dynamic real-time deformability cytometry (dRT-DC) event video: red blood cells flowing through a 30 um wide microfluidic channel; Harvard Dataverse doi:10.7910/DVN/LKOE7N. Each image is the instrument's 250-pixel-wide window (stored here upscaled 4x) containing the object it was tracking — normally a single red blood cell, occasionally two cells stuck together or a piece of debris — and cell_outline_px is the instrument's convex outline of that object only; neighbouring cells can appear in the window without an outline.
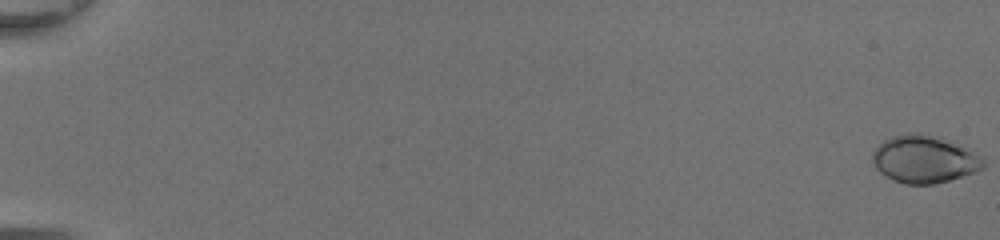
{"species": "common noctule bat (a hibernating species)", "species_latin": "Nyctalus noctula", "temperature_condition": "room temperature", "stored_images_in_passage": 50, "camera_frame_rate_fps": 3000, "um_per_image_px": 0.085, "animal": {"sex": "female", "body_mass_g": 20.0, "forearm_length_mm": 54.0}, "frame": {"image": 1, "passage_image": 1, "time_ms": 0.0, "image_size_px": [1000, 240], "cell_outline_px": [[984, 168], [976, 172], [936, 184], [904, 184], [892, 180], [880, 172], [872, 164], [872, 152], [884, 140], [892, 136], [908, 132], [916, 132], [940, 136], [972, 152], [984, 160]], "centroid_in_image_um": [78.52, 13.53], "position_along_channel_um": 6.5, "area_um2": 30.75}}
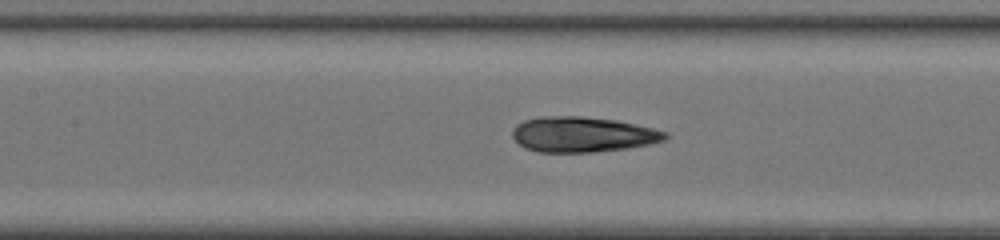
{"frame": {"image": 2, "passage_image": 26, "time_ms": 8.333, "image_size_px": [1000, 240], "cell_outline_px": [[668, 136], [664, 140], [648, 144], [628, 148], [592, 152], [536, 152], [524, 148], [512, 136], [512, 128], [516, 124], [524, 120], [540, 116], [580, 116], [616, 120], [636, 124], [668, 132]], "centroid_in_image_um": [49.49, 11.42], "position_along_channel_um": 157.9, "area_um2": 31.56}}
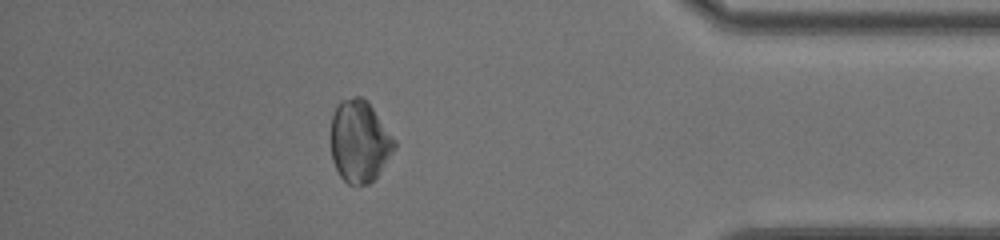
{"frame": {"image": 3, "passage_image": 45, "time_ms": 14.667, "image_size_px": [1000, 240], "cell_outline_px": [[396, 148], [376, 176], [368, 184], [356, 188], [348, 184], [340, 176], [332, 160], [332, 112], [336, 104], [340, 100], [352, 96], [360, 96], [368, 100], [396, 140]], "centroid_in_image_um": [30.56, 12.0], "position_along_channel_um": 404.6, "area_um2": 30.75}}